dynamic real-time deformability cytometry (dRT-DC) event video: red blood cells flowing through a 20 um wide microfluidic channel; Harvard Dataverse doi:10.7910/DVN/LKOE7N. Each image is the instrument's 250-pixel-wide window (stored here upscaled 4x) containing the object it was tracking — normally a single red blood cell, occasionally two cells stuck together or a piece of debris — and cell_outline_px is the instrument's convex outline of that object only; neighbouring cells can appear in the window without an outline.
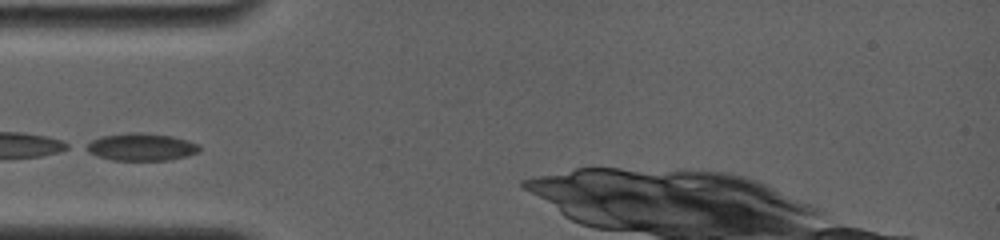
{"species": "common noctule bat (a hibernating species)", "species_latin": "Nyctalus noctula", "temperature_condition": "room temperature", "stored_images_in_passage": 16, "camera_frame_rate_fps": 4000, "um_per_image_px": 0.085, "animal": {"sex": "female", "body_mass_g": 19.0, "forearm_length_mm": 56.7}, "frame": {"image": 1, "passage_image": 1, "time_ms": 0.0, "image_size_px": [1000, 240], "cell_outline_px": [[200, 152], [188, 156], [168, 160], [112, 160], [96, 156], [80, 148], [84, 144], [100, 136], [128, 132], [140, 132], [172, 136], [188, 140], [200, 144]], "centroid_in_image_um": [11.96, 12.49], "position_along_channel_um": 73.0, "area_um2": 18.55}}